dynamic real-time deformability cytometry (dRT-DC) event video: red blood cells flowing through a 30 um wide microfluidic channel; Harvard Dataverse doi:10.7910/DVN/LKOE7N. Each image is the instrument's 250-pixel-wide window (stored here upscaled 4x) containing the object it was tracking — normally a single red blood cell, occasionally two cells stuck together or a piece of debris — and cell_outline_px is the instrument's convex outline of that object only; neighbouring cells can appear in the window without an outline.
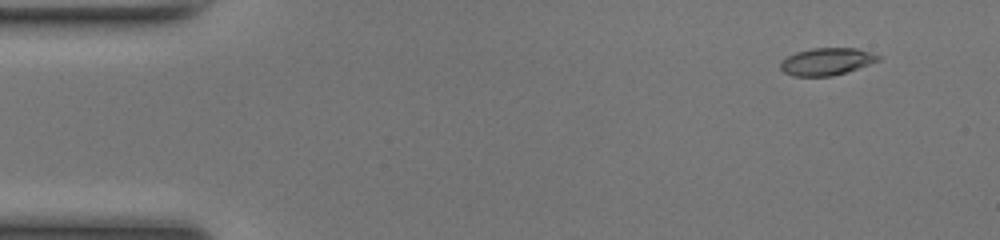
{"species": "common noctule bat (a hibernating species)", "species_latin": "Nyctalus noctula", "temperature_condition": "room temperature", "stored_images_in_passage": 46, "camera_frame_rate_fps": 3000, "um_per_image_px": 0.085, "animal": {"sex": "female", "body_mass_g": 17.0, "forearm_length_mm": 48.0}, "frame": {"image": 1, "passage_image": 1, "time_ms": 0.0, "image_size_px": [1000, 240], "cell_outline_px": [[880, 60], [832, 76], [792, 76], [784, 72], [780, 68], [780, 60], [796, 52], [812, 48], [856, 48], [872, 52], [880, 56]], "centroid_in_image_um": [70.23, 5.22], "position_along_channel_um": 14.8, "area_um2": 15.43}}
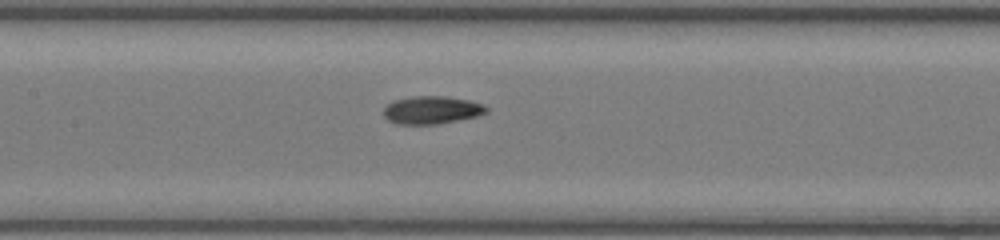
{"frame": {"image": 2, "passage_image": 20, "time_ms": 6.333, "image_size_px": [1000, 240], "cell_outline_px": [[488, 112], [476, 116], [436, 124], [396, 124], [388, 120], [384, 116], [384, 108], [392, 100], [412, 96], [448, 96], [468, 100], [484, 104], [488, 108]], "centroid_in_image_um": [36.68, 9.34], "position_along_channel_um": 170.7, "area_um2": 16.7}}
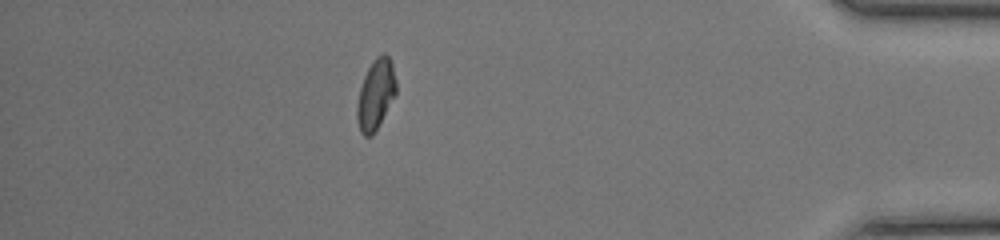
{"frame": {"image": 3, "passage_image": 40, "time_ms": 13.0, "image_size_px": [1000, 240], "cell_outline_px": [[396, 92], [372, 136], [364, 136], [360, 132], [356, 116], [356, 104], [360, 88], [364, 76], [368, 68], [376, 56], [384, 52], [388, 56], [392, 64], [396, 80]], "centroid_in_image_um": [31.91, 8.01], "position_along_channel_um": 403.3, "area_um2": 15.78}, "authors_computed_cell_mechanics": {"area_um2": 15.895, "velocity_mm_per_s": 4.2391, "shape_relaxation_time_tau1_ms": 5.9013, "shape_relaxation_time_tau2_ms": 2.2627, "deformation_change_tau1": 0.1819, "deformation_change_tau2": 0.0771}}